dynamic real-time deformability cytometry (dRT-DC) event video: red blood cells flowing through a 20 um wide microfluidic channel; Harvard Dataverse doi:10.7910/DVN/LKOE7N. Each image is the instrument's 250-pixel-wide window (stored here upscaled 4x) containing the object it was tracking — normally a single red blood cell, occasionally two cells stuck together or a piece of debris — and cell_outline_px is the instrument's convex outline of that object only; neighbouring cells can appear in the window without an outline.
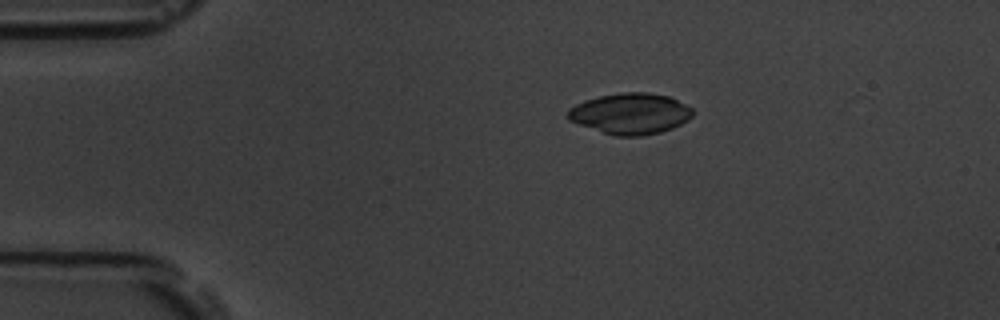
{"species": "common noctule bat (a hibernating species)", "species_latin": "Nyctalus noctula", "temperature_condition": "room temperature", "stored_images_in_passage": 6, "camera_frame_rate_fps": 3000, "um_per_image_px": 0.085, "animal": {"sex": "male", "body_mass_g": 19.5, "forearm_length_mm": 54.6}, "frame": {"image": 1, "passage_image": 1, "time_ms": 0.0, "image_size_px": [1000, 320], "cell_outline_px": [[692, 116], [688, 120], [672, 128], [660, 132], [640, 136], [616, 136], [568, 120], [564, 116], [568, 108], [584, 100], [600, 96], [620, 92], [648, 92], [672, 96], [692, 108]], "centroid_in_image_um": [53.58, 9.64], "position_along_channel_um": 31.4, "area_um2": 29.94}}